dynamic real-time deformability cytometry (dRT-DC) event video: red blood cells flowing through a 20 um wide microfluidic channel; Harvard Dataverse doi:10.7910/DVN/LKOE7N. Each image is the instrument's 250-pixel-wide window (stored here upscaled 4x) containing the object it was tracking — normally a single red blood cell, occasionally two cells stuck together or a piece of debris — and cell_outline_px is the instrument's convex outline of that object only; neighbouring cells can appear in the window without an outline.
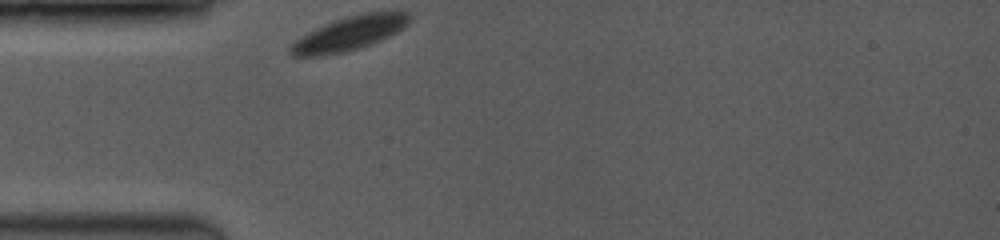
{"species": "common noctule bat (a hibernating species)", "species_latin": "Nyctalus noctula", "temperature_condition": "room temperature", "stored_images_in_passage": 3, "camera_frame_rate_fps": 3500, "um_per_image_px": 0.085, "animal": {"sex": "female", "body_mass_g": 19.0, "forearm_length_mm": 53.3}, "frame": {"image": 1, "passage_image": 1, "time_ms": 0.0, "image_size_px": [1000, 240], "cell_outline_px": [[412, 16], [408, 24], [396, 32], [372, 44], [360, 48], [344, 52], [324, 56], [292, 56], [288, 52], [288, 48], [300, 36], [308, 32], [336, 20], [348, 16], [364, 12], [408, 12]], "centroid_in_image_um": [29.68, 2.86], "position_along_channel_um": 55.3, "area_um2": 23.41}}